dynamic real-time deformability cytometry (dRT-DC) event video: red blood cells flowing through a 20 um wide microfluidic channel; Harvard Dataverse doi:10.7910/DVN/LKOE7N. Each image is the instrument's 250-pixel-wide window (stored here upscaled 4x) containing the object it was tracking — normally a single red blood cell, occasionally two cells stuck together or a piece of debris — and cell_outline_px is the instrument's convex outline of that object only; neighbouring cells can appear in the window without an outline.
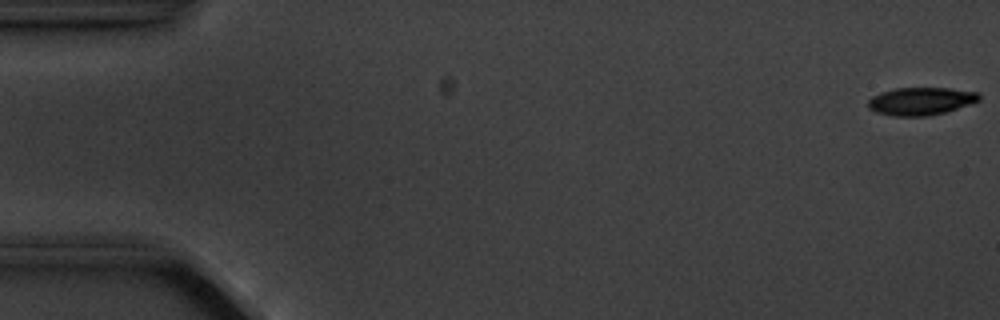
{"species": "common noctule bat (a hibernating species)", "species_latin": "Nyctalus noctula", "temperature_condition": "cold", "stored_images_in_passage": 7, "camera_frame_rate_fps": 3000, "um_per_image_px": 0.085, "animal": {"sex": "male", "body_mass_g": 20.1, "forearm_length_mm": 53.5}, "frame": {"image": 1, "passage_image": 1, "time_ms": 0.0, "image_size_px": [1000, 320], "cell_outline_px": [[980, 100], [944, 112], [928, 116], [892, 116], [876, 112], [868, 108], [868, 100], [872, 96], [880, 92], [896, 88], [952, 88], [980, 92]], "centroid_in_image_um": [78.25, 8.59], "position_along_channel_um": 6.7, "area_um2": 17.98}}
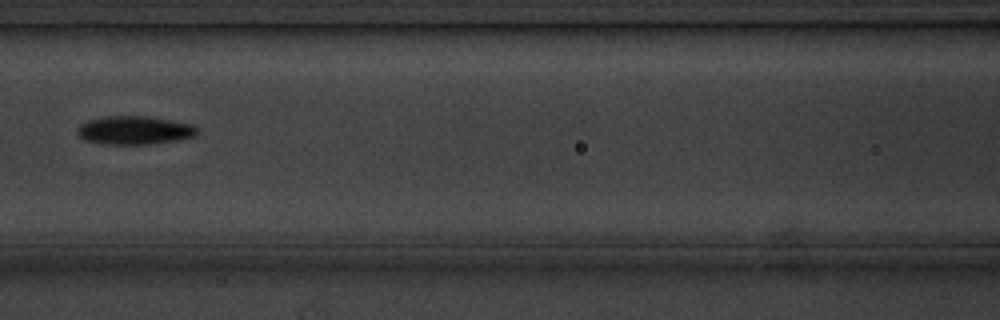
{"frame": {"image": 2, "passage_image": 7, "time_ms": 8.0, "image_size_px": [1000, 320], "cell_outline_px": [[200, 132], [196, 136], [176, 140], [152, 144], [104, 144], [84, 140], [76, 132], [76, 128], [80, 124], [88, 120], [104, 116], [148, 116], [192, 124], [200, 128]], "centroid_in_image_um": [11.45, 11.07], "position_along_channel_um": 155.2, "area_um2": 20.11}}